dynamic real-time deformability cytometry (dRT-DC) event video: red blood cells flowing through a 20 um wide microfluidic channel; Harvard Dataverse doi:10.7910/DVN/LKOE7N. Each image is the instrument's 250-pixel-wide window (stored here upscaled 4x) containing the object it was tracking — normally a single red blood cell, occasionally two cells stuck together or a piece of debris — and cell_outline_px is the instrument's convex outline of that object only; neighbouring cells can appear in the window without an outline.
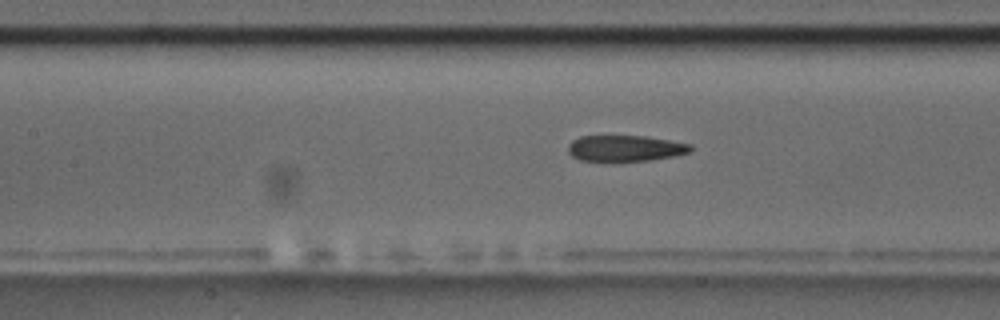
{"species": "common noctule bat (a hibernating species)", "species_latin": "Nyctalus noctula", "temperature_condition": "room temperature", "stored_images_in_passage": 40, "camera_frame_rate_fps": 3000, "um_per_image_px": 0.085, "animal": {"sex": "male", "body_mass_g": 17.5, "forearm_length_mm": 52.3}, "frame": {"image": 1, "passage_image": 21, "time_ms": 6.667, "image_size_px": [1000, 320], "cell_outline_px": [[692, 152], [676, 156], [648, 160], [580, 160], [572, 156], [568, 152], [568, 144], [572, 140], [580, 136], [644, 136], [692, 144]], "centroid_in_image_um": [53.17, 12.59], "position_along_channel_um": 154.2, "area_um2": 18.44}}
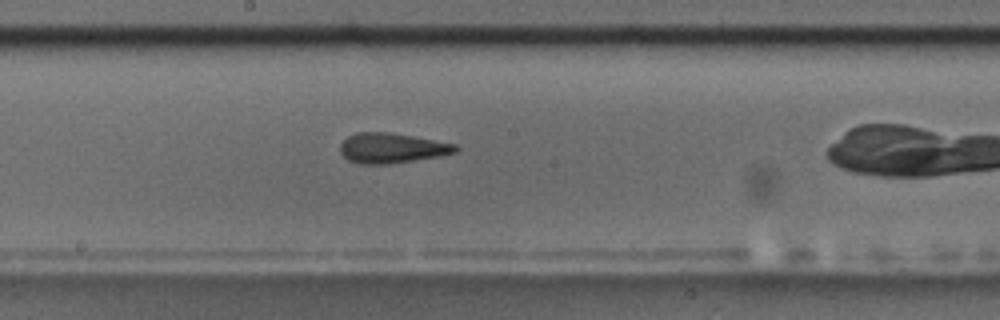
{"frame": {"image": 2, "passage_image": 26, "time_ms": 8.333, "image_size_px": [1000, 320], "cell_outline_px": [[460, 148], [456, 152], [440, 156], [392, 164], [360, 164], [348, 160], [340, 152], [340, 144], [348, 136], [356, 132], [384, 132], [412, 136], [456, 144]], "centroid_in_image_um": [33.3, 12.6], "position_along_channel_um": 214.9, "area_um2": 20.23}}
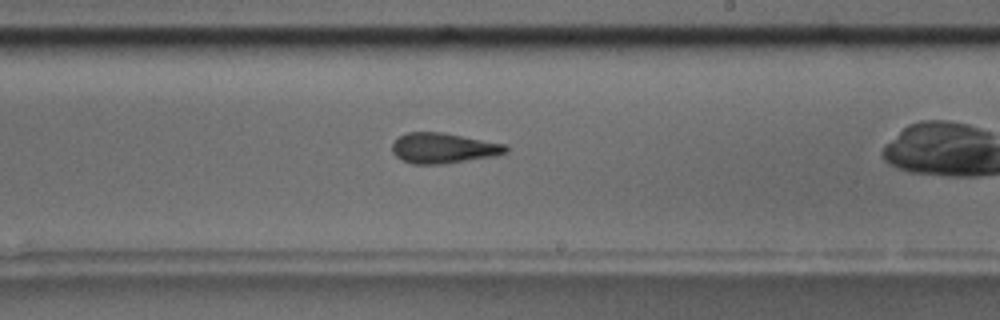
{"frame": {"image": 3, "passage_image": 29, "time_ms": 9.333, "image_size_px": [1000, 320], "cell_outline_px": [[508, 152], [496, 156], [444, 164], [412, 164], [400, 160], [392, 152], [392, 144], [400, 136], [408, 132], [444, 132], [504, 144], [508, 148]], "centroid_in_image_um": [37.68, 12.6], "position_along_channel_um": 251.3, "area_um2": 20.23}}